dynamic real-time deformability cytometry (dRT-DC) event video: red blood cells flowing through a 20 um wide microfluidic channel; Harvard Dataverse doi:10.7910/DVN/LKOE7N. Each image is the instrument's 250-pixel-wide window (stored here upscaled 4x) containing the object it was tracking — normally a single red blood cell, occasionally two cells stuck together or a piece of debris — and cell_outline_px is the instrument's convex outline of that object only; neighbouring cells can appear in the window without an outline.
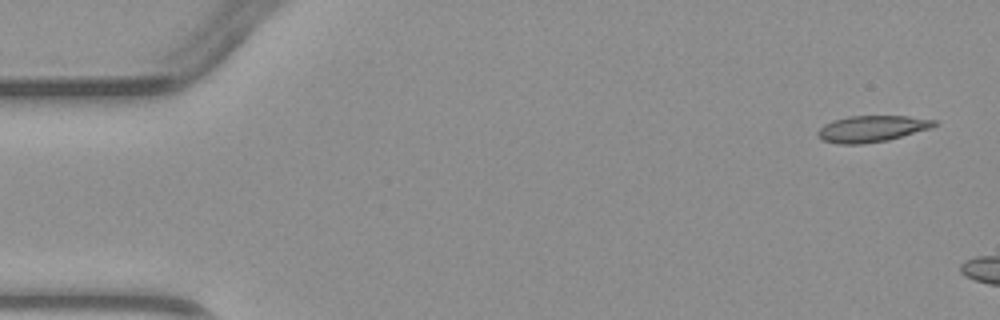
{"species": "common noctule bat (a hibernating species)", "species_latin": "Nyctalus noctula", "temperature_condition": "warm", "stored_images_in_passage": 4, "camera_frame_rate_fps": 3000, "um_per_image_px": 0.085, "animal": {"sex": "male", "body_mass_g": 23.1, "forearm_length_mm": 52.7}, "frame": {"image": 1, "passage_image": 1, "time_ms": 0.0, "image_size_px": [1000, 320], "cell_outline_px": [[940, 124], [932, 128], [888, 140], [864, 144], [840, 144], [824, 140], [816, 132], [824, 124], [832, 120], [848, 116], [908, 116], [936, 120]], "centroid_in_image_um": [74.15, 10.93], "position_along_channel_um": 10.8, "area_um2": 17.98}}